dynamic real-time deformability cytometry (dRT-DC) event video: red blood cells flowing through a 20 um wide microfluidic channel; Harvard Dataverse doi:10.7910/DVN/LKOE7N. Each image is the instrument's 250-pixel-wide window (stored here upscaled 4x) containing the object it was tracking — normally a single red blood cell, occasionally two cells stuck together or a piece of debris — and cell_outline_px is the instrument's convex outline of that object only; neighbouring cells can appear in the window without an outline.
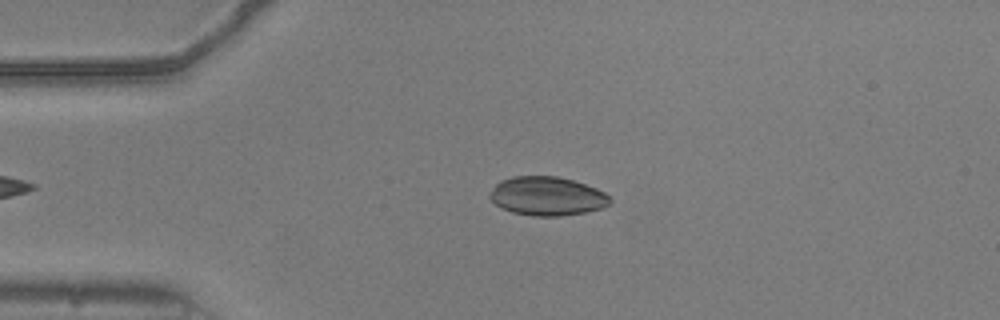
{"species": "common noctule bat (a hibernating species)", "species_latin": "Nyctalus noctula", "temperature_condition": "warm", "stored_images_in_passage": 38, "camera_frame_rate_fps": 3000, "um_per_image_px": 0.085, "animal": {"sex": "male", "body_mass_g": 20.5, "forearm_length_mm": 52.5}, "frame": {"image": 1, "passage_image": 4, "time_ms": 1.0, "image_size_px": [1000, 320], "cell_outline_px": [[612, 200], [604, 208], [584, 212], [560, 216], [532, 216], [512, 212], [496, 204], [488, 196], [492, 188], [500, 180], [512, 176], [556, 176], [572, 180], [596, 188], [604, 192]], "centroid_in_image_um": [46.49, 16.67], "position_along_channel_um": 38.5, "area_um2": 27.11}}
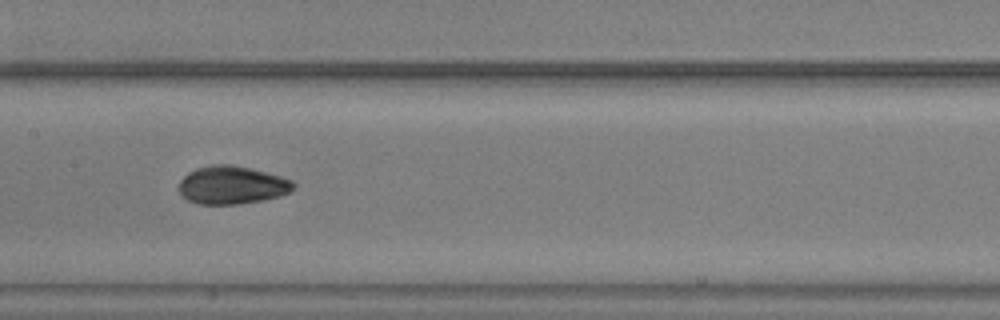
{"frame": {"image": 2, "passage_image": 18, "time_ms": 5.667, "image_size_px": [1000, 320], "cell_outline_px": [[296, 184], [292, 192], [280, 196], [264, 200], [236, 204], [196, 204], [188, 200], [180, 192], [180, 180], [188, 172], [196, 168], [212, 164], [232, 164], [280, 176], [292, 180]], "centroid_in_image_um": [19.74, 15.73], "position_along_channel_um": 187.7, "area_um2": 25.43}}
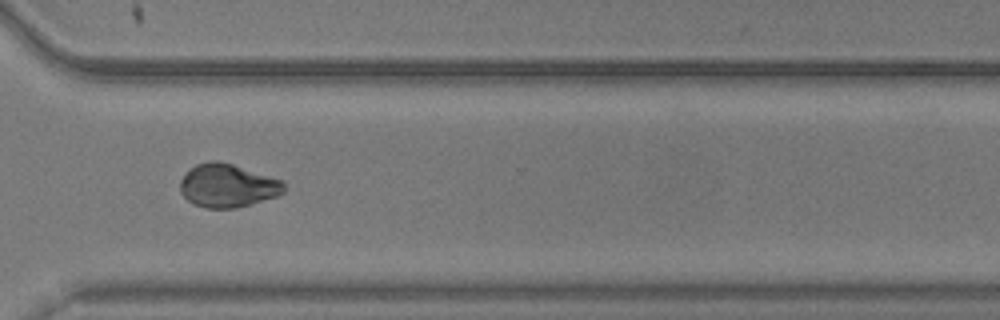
{"frame": {"image": 3, "passage_image": 31, "time_ms": 10.0, "image_size_px": [1000, 320], "cell_outline_px": [[284, 192], [276, 196], [236, 208], [208, 208], [196, 204], [188, 200], [180, 192], [180, 180], [188, 168], [196, 164], [208, 160], [216, 160], [232, 164], [284, 180]], "centroid_in_image_um": [19.32, 15.75], "position_along_channel_um": 351.3, "area_um2": 26.24}, "authors_computed_cell_mechanics": {"area_um2": 25.4031, "velocity_mm_per_s": 3.7901, "shape_relaxation_time_tau1_ms": 6.0082, "shape_relaxation_time_tau2_ms": 1.84, "deformation_change_tau1": 0.1706, "deformation_change_tau2": 0.0478}}